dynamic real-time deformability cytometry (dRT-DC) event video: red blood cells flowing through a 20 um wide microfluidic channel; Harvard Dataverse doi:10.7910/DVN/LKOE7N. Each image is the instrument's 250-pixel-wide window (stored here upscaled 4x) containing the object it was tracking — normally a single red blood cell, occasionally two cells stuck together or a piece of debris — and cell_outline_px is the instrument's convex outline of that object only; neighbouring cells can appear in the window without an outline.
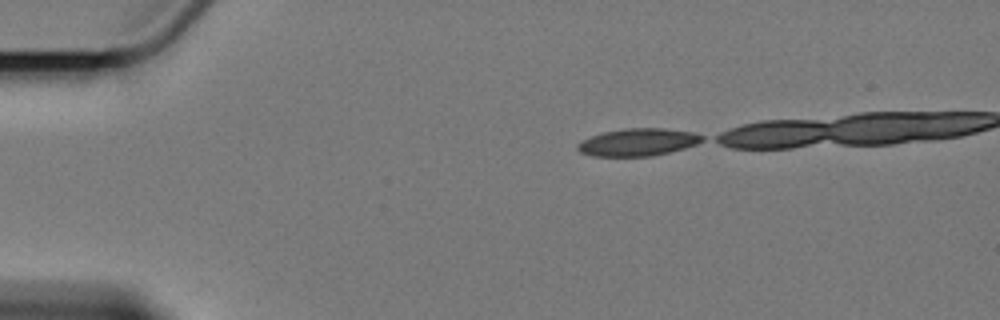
{"species": "Egyptian fruit bat (a non-hibernating species)", "species_latin": "Rousettus aegyptiacus", "temperature_condition": "cold", "stored_images_in_passage": 4, "camera_frame_rate_fps": 3000, "um_per_image_px": 0.085, "animal": {"sex": "female"}, "frame": {"image": 1, "passage_image": 1, "time_ms": 0.0, "image_size_px": [1000, 320], "cell_outline_px": [[704, 140], [696, 144], [684, 148], [652, 156], [592, 156], [580, 152], [576, 148], [576, 144], [592, 136], [604, 132], [624, 128], [664, 128], [692, 132], [704, 136]], "centroid_in_image_um": [54.22, 12.08], "position_along_channel_um": 30.8, "area_um2": 19.83}}